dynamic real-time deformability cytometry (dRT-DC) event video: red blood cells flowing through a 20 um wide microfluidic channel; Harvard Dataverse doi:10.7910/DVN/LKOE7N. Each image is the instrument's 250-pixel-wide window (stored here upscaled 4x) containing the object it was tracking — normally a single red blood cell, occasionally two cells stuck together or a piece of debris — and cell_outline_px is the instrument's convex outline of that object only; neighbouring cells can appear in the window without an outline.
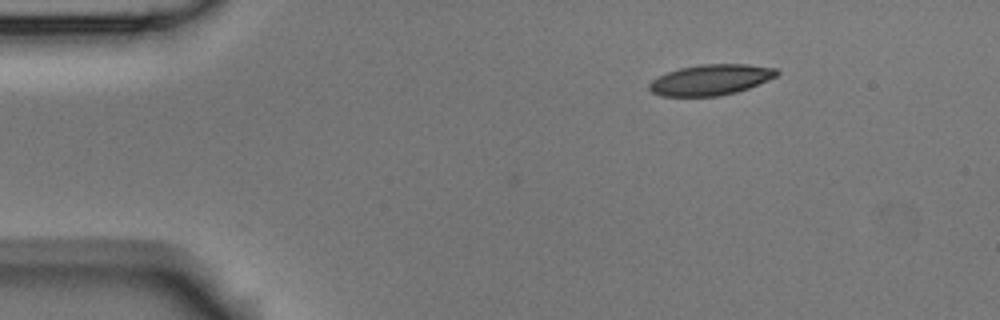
{"species": "Egyptian fruit bat (a non-hibernating species)", "species_latin": "Rousettus aegyptiacus", "temperature_condition": "room temperature", "stored_images_in_passage": 2, "camera_frame_rate_fps": 3000, "um_per_image_px": 0.085, "animal": {"sex": "male"}, "frame": {"image": 1, "passage_image": 1, "time_ms": 0.0, "image_size_px": [1000, 320], "cell_outline_px": [[780, 72], [776, 76], [768, 80], [748, 88], [736, 92], [720, 96], [660, 96], [652, 92], [648, 88], [648, 84], [652, 80], [668, 72], [680, 68], [700, 64], [748, 64], [776, 68]], "centroid_in_image_um": [60.41, 6.78], "position_along_channel_um": 24.6, "area_um2": 22.77}}